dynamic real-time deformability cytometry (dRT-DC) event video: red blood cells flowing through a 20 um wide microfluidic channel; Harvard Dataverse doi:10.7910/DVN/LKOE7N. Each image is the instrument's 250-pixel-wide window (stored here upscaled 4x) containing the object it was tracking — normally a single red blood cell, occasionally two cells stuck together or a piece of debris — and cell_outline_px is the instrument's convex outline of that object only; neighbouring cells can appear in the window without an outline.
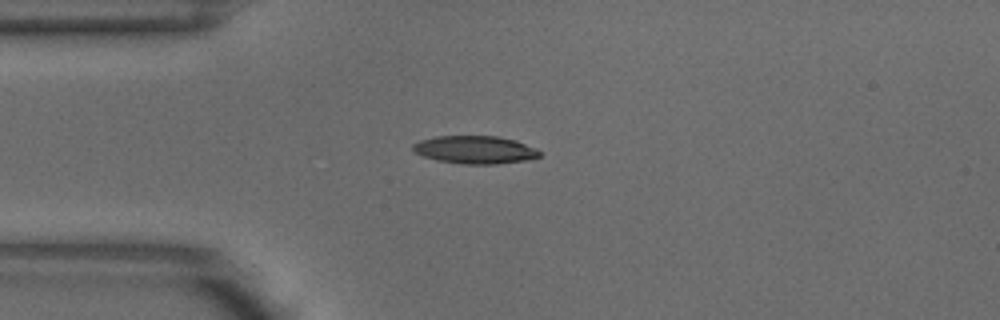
{"species": "common noctule bat (a hibernating species)", "species_latin": "Nyctalus noctula", "temperature_condition": "warm", "stored_images_in_passage": 1, "camera_frame_rate_fps": 3000, "um_per_image_px": 0.085, "animal": {"sex": "male", "body_mass_g": 18.8}, "frame": {"image": 1, "passage_image": 1, "time_ms": 0.0, "image_size_px": [1000, 320], "cell_outline_px": [[540, 156], [528, 160], [496, 164], [464, 164], [436, 160], [424, 156], [416, 152], [412, 148], [412, 144], [420, 140], [436, 136], [496, 136], [516, 140], [536, 148], [540, 152]], "centroid_in_image_um": [40.39, 12.73], "position_along_channel_um": 44.6, "area_um2": 20.58}}